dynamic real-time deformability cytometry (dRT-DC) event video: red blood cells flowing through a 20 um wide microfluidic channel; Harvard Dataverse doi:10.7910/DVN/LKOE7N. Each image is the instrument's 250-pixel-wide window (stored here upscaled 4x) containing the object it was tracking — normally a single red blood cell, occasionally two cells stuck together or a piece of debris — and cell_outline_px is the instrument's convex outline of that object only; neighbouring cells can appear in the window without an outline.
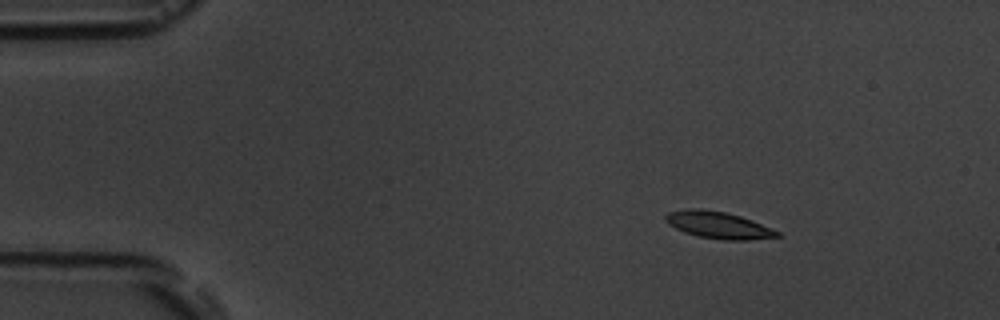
{"species": "common noctule bat (a hibernating species)", "species_latin": "Nyctalus noctula", "temperature_condition": "room temperature", "stored_images_in_passage": 5, "camera_frame_rate_fps": 3000, "um_per_image_px": 0.085, "animal": {"sex": "male", "body_mass_g": 19.5, "forearm_length_mm": 54.6}, "frame": {"image": 1, "passage_image": 1, "time_ms": 0.0, "image_size_px": [1000, 320], "cell_outline_px": [[784, 236], [748, 240], [724, 240], [700, 236], [684, 232], [668, 224], [664, 220], [664, 216], [668, 212], [688, 208], [700, 208], [724, 212], [740, 216], [752, 220], [780, 232]], "centroid_in_image_um": [61.06, 19.13], "position_along_channel_um": 23.9, "area_um2": 17.51}}
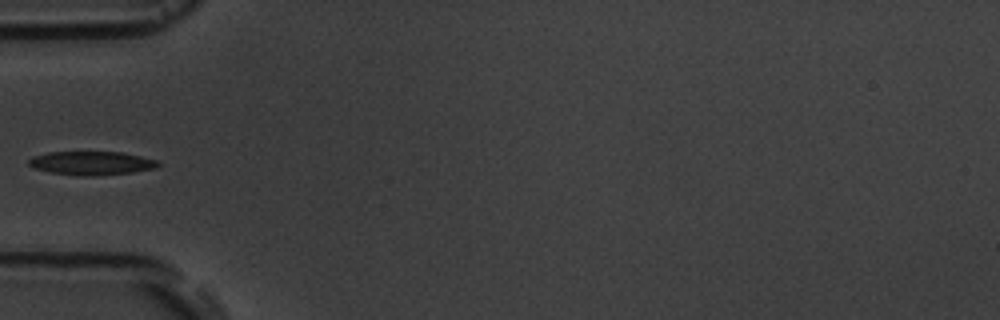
{"frame": {"image": 2, "passage_image": 4, "time_ms": 3.667, "image_size_px": [1000, 320], "cell_outline_px": [[160, 164], [156, 168], [132, 172], [96, 176], [76, 176], [52, 172], [36, 168], [28, 164], [28, 160], [32, 156], [48, 152], [120, 152], [140, 156], [156, 160]], "centroid_in_image_um": [7.77, 13.87], "position_along_channel_um": 77.2, "area_um2": 17.74}}
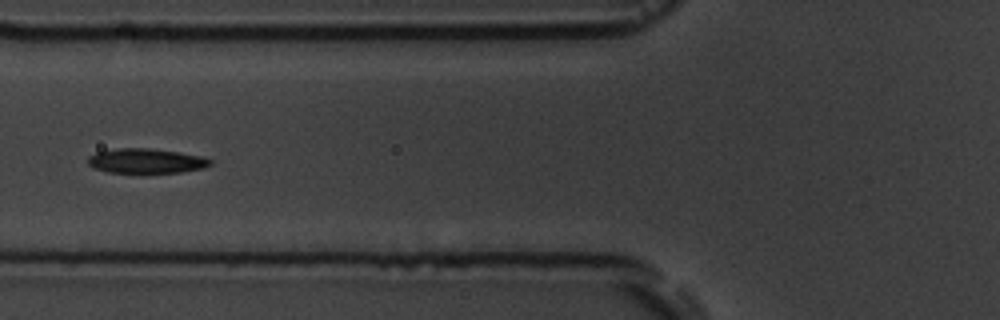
{"frame": {"image": 3, "passage_image": 5, "time_ms": 4.667, "image_size_px": [1000, 320], "cell_outline_px": [[212, 164], [204, 168], [180, 172], [108, 172], [92, 168], [88, 164], [88, 156], [96, 152], [116, 148], [148, 148], [176, 152], [200, 156], [212, 160]], "centroid_in_image_um": [12.38, 13.67], "position_along_channel_um": 113.4, "area_um2": 17.46}}